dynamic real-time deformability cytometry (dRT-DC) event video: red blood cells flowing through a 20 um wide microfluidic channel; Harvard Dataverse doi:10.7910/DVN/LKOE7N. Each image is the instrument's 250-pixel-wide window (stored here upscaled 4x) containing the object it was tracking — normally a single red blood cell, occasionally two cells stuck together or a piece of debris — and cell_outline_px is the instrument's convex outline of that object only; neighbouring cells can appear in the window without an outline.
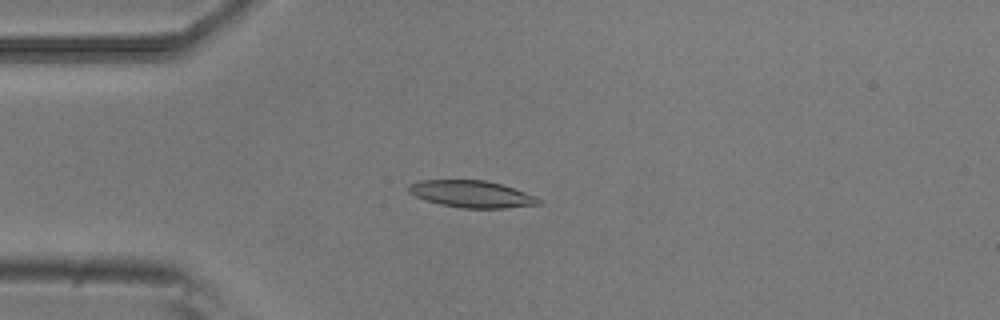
{"species": "common noctule bat (a hibernating species)", "species_latin": "Nyctalus noctula", "temperature_condition": "room temperature", "stored_images_in_passage": 15, "camera_frame_rate_fps": 3000, "um_per_image_px": 0.085, "animal": {"sex": "male", "body_mass_g": 20.5, "forearm_length_mm": 52.5}, "frame": {"image": 1, "passage_image": 4, "time_ms": 1.0, "image_size_px": [1000, 320], "cell_outline_px": [[544, 200], [540, 204], [504, 208], [460, 208], [440, 204], [416, 196], [408, 192], [408, 184], [420, 180], [484, 180], [500, 184], [536, 196]], "centroid_in_image_um": [40.09, 16.49], "position_along_channel_um": 44.9, "area_um2": 20.29}}
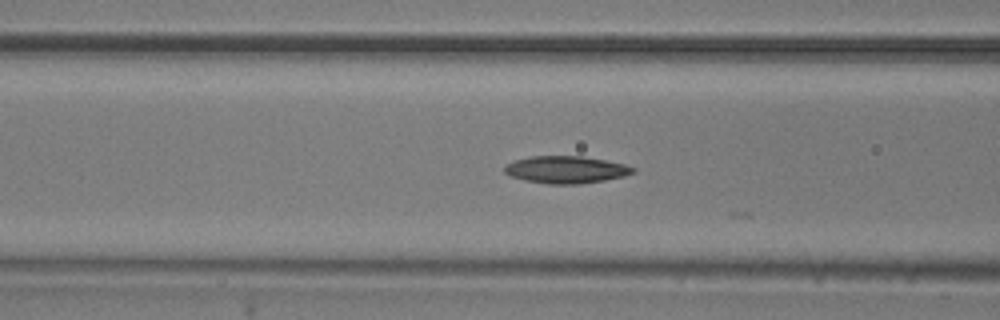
{"frame": {"image": 2, "passage_image": 11, "time_ms": 3.333, "image_size_px": [1000, 320], "cell_outline_px": [[636, 172], [624, 176], [604, 180], [580, 184], [548, 184], [524, 180], [512, 176], [504, 172], [504, 168], [508, 164], [516, 160], [532, 156], [580, 156], [604, 160], [624, 164], [636, 168]], "centroid_in_image_um": [48.14, 14.43], "position_along_channel_um": 118.5, "area_um2": 20.23}}
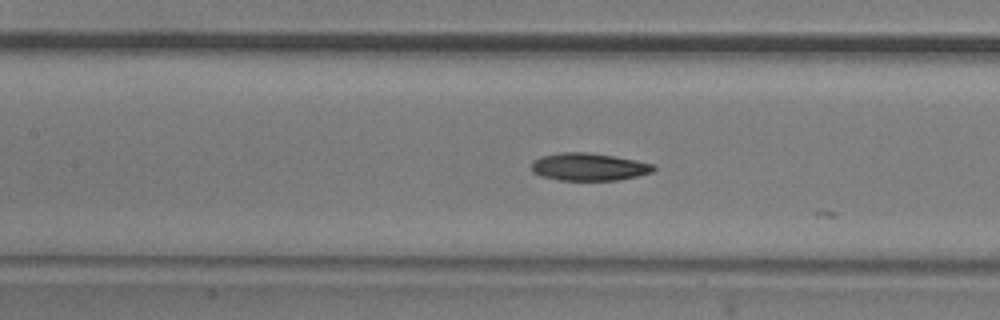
{"frame": {"image": 3, "passage_image": 14, "time_ms": 4.333, "image_size_px": [1000, 320], "cell_outline_px": [[656, 168], [652, 172], [636, 176], [616, 180], [560, 180], [540, 176], [532, 172], [532, 160], [540, 156], [560, 152], [588, 152], [636, 160], [656, 164]], "centroid_in_image_um": [50.03, 14.17], "position_along_channel_um": 157.4, "area_um2": 19.71}}